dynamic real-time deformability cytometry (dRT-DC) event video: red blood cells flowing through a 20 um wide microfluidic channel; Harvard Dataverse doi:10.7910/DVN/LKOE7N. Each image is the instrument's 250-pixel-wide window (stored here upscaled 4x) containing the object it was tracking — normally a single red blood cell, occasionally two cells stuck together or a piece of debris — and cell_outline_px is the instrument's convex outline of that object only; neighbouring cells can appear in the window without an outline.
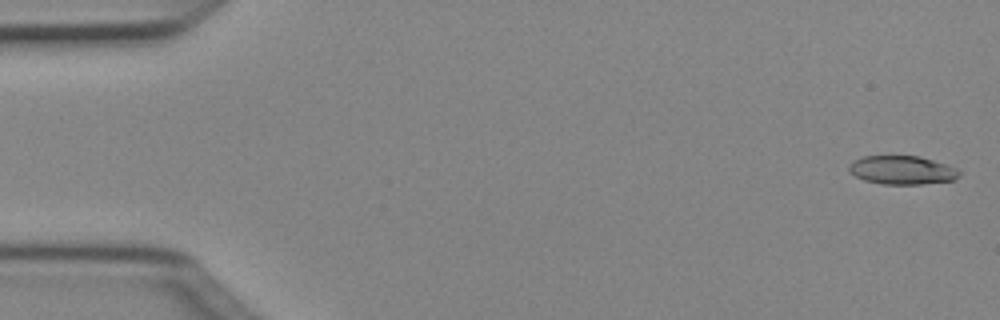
{"species": "Egyptian fruit bat (a non-hibernating species)", "species_latin": "Rousettus aegyptiacus", "temperature_condition": "cold", "stored_images_in_passage": 49, "camera_frame_rate_fps": 3000, "um_per_image_px": 0.085, "animal": {"sex": "female"}, "frame": {"image": 1, "passage_image": 1, "time_ms": 0.0, "image_size_px": [1000, 320], "cell_outline_px": [[960, 176], [956, 180], [920, 184], [880, 184], [864, 180], [856, 176], [848, 168], [848, 164], [852, 160], [864, 156], [920, 156], [956, 168], [960, 172]], "centroid_in_image_um": [76.67, 14.46], "position_along_channel_um": 8.3, "area_um2": 18.38}}
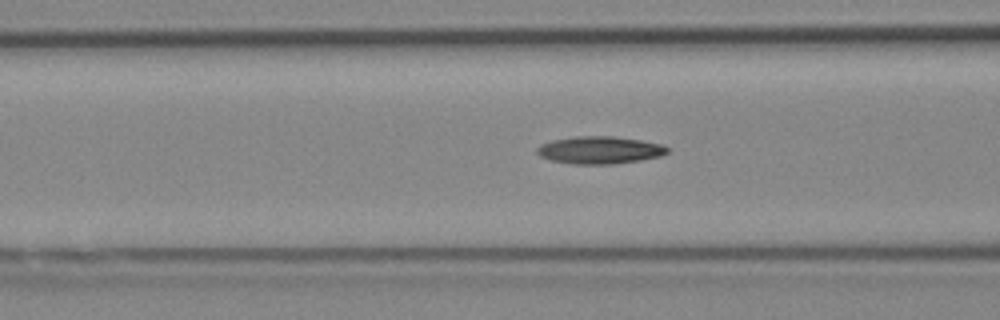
{"frame": {"image": 2, "passage_image": 19, "time_ms": 6.0, "image_size_px": [1000, 320], "cell_outline_px": [[668, 152], [660, 156], [640, 160], [612, 164], [572, 164], [552, 160], [540, 156], [536, 152], [536, 148], [540, 144], [552, 140], [576, 136], [612, 136], [640, 140], [660, 144], [668, 148]], "centroid_in_image_um": [50.94, 12.75], "position_along_channel_um": 115.7, "area_um2": 20.75}}
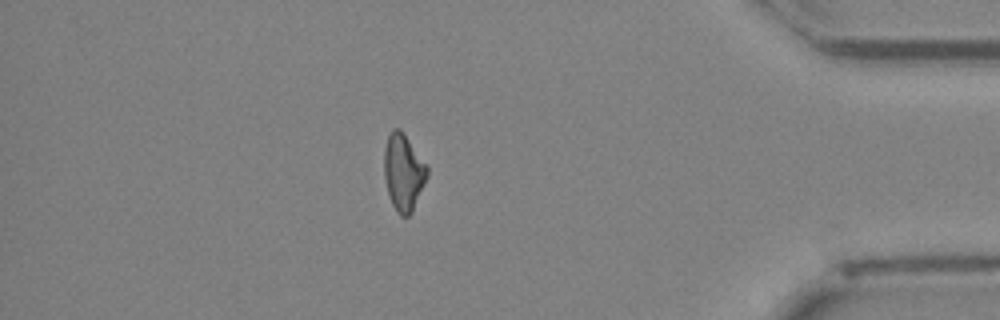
{"frame": {"image": 3, "passage_image": 43, "time_ms": 14.0, "image_size_px": [1000, 320], "cell_outline_px": [[428, 176], [412, 212], [408, 216], [400, 216], [396, 212], [392, 204], [388, 192], [384, 176], [384, 148], [388, 136], [392, 128], [400, 128], [428, 168]], "centroid_in_image_um": [34.28, 14.66], "position_along_channel_um": 400.9, "area_um2": 19.07}, "authors_computed_cell_mechanics": {"area_um2": 19.4208, "velocity_mm_per_s": 4.0496, "shape_relaxation_time_tau1_ms": 7.1719, "shape_relaxation_time_tau2_ms": null, "deformation_change_tau1": 0.1779, "deformation_change_tau2": null}}